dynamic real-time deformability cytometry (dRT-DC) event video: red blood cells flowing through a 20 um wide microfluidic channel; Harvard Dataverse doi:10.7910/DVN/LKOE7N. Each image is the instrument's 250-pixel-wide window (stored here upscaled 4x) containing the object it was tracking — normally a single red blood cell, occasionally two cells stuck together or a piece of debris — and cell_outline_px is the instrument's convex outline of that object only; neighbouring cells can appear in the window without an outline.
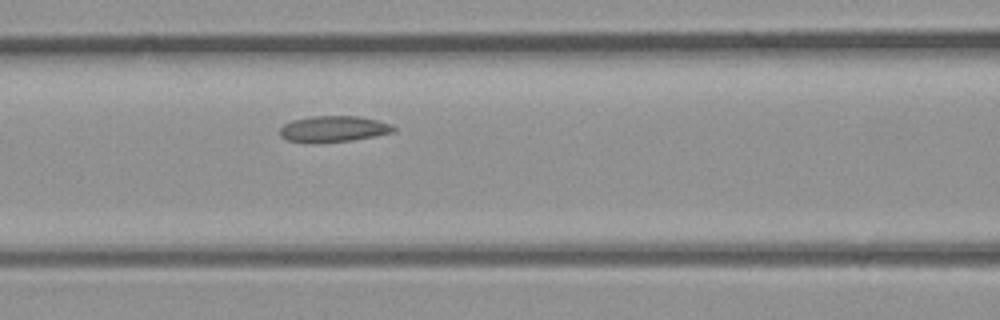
{"species": "common noctule bat (a hibernating species)", "species_latin": "Nyctalus noctula", "temperature_condition": "room temperature", "stored_images_in_passage": 7, "camera_frame_rate_fps": 3000, "um_per_image_px": 0.085, "animal": {"sex": "male", "body_mass_g": 23.1, "forearm_length_mm": 52.7}, "frame": {"image": 1, "passage_image": 6, "time_ms": 1.667, "image_size_px": [1000, 320], "cell_outline_px": [[396, 128], [392, 132], [352, 140], [312, 144], [284, 140], [280, 136], [280, 128], [284, 124], [292, 120], [312, 116], [356, 116], [376, 120], [392, 124]], "centroid_in_image_um": [28.27, 10.97], "position_along_channel_um": 138.3, "area_um2": 17.4}}